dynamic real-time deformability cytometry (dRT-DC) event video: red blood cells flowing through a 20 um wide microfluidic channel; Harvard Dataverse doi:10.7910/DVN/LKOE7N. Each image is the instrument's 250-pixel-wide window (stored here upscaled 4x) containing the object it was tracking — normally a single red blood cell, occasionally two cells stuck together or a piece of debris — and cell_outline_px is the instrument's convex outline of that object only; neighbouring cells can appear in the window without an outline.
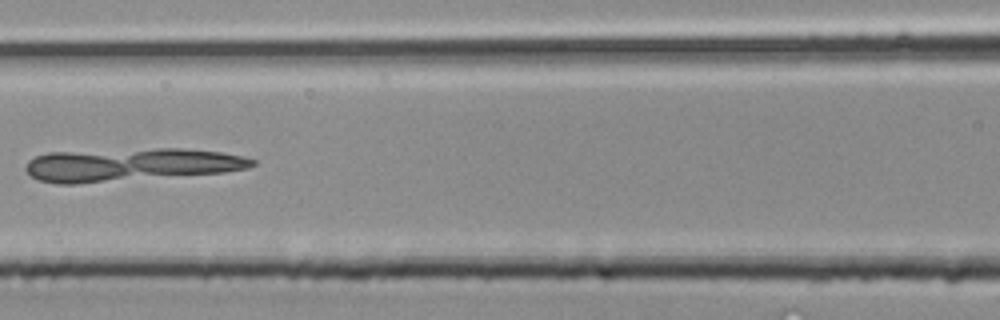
{"species": "common noctule bat (a hibernating species)", "species_latin": "Nyctalus noctula", "temperature_condition": "room temperature", "stored_images_in_passage": 33, "camera_frame_rate_fps": 3000, "um_per_image_px": 0.085, "animal": {"sex": "male", "body_mass_g": 20.4}, "frame": {"image": 1, "passage_image": 15, "time_ms": 4.667, "image_size_px": [1000, 320], "cell_outline_px": [[256, 164], [248, 168], [224, 172], [76, 184], [56, 184], [40, 180], [32, 176], [24, 168], [28, 160], [36, 156], [48, 152], [156, 148], [180, 148], [220, 152], [244, 156], [256, 160]], "centroid_in_image_um": [11.09, 13.99], "position_along_channel_um": 155.5, "area_um2": 43.58}}
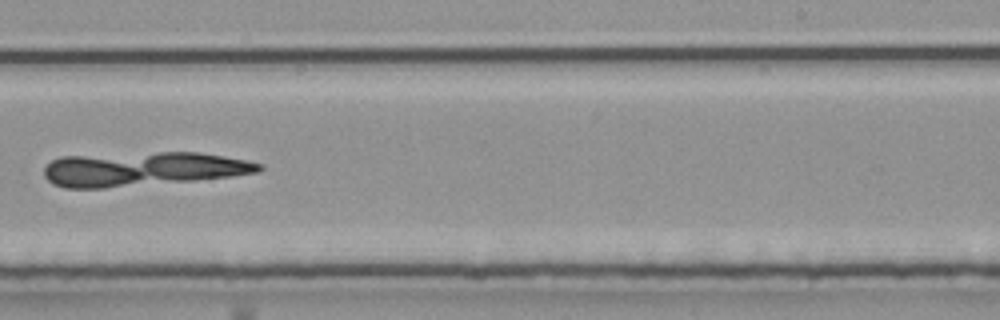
{"frame": {"image": 2, "passage_image": 21, "time_ms": 6.667, "image_size_px": [1000, 320], "cell_outline_px": [[264, 168], [260, 172], [232, 176], [196, 180], [104, 188], [64, 188], [52, 184], [44, 176], [44, 168], [52, 160], [60, 156], [160, 152], [196, 152], [224, 156], [264, 164]], "centroid_in_image_um": [12.12, 14.36], "position_along_channel_um": 276.9, "area_um2": 42.77}}
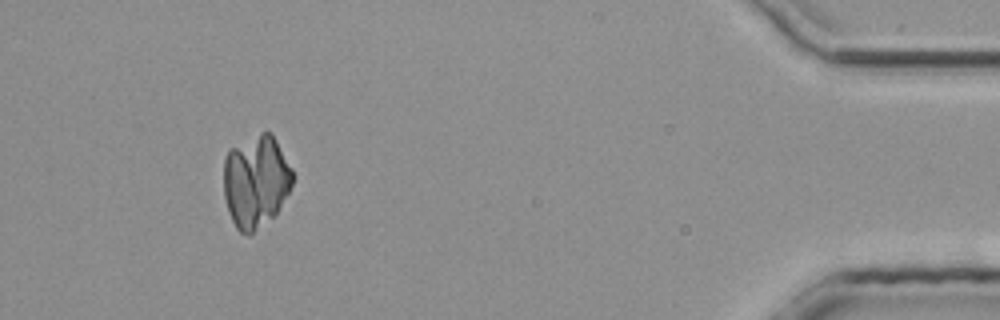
{"frame": {"image": 3, "passage_image": 31, "time_ms": 10.0, "image_size_px": [1000, 320], "cell_outline_px": [[292, 184], [288, 192], [276, 212], [272, 216], [248, 236], [240, 232], [236, 228], [228, 212], [224, 196], [224, 160], [228, 152], [232, 148], [260, 132], [272, 132], [292, 168]], "centroid_in_image_um": [21.73, 15.4], "position_along_channel_um": 413.5, "area_um2": 36.82}}